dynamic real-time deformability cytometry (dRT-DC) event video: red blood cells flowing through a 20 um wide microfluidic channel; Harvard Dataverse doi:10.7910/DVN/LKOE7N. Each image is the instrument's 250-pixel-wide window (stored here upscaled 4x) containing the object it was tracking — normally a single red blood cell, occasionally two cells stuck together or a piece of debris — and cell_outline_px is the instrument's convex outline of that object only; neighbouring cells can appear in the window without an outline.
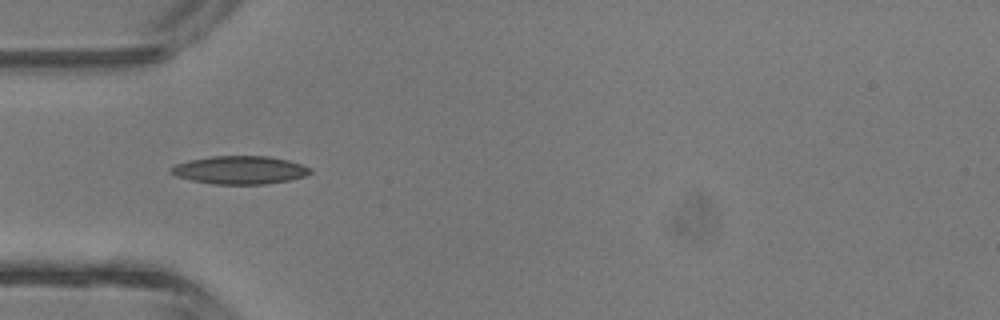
{"species": "common noctule bat (a hibernating species)", "species_latin": "Nyctalus noctula", "temperature_condition": "room temperature", "stored_images_in_passage": 4, "camera_frame_rate_fps": 3000, "um_per_image_px": 0.085, "animal": {"sex": "male", "body_mass_g": 13.3}, "frame": {"image": 1, "passage_image": 3, "time_ms": 3.333, "image_size_px": [1000, 320], "cell_outline_px": [[312, 172], [304, 176], [288, 180], [268, 184], [212, 184], [192, 180], [176, 176], [168, 172], [168, 168], [176, 164], [188, 160], [212, 156], [268, 156], [288, 160], [312, 168]], "centroid_in_image_um": [20.35, 14.45], "position_along_channel_um": 64.6, "area_um2": 22.89}}
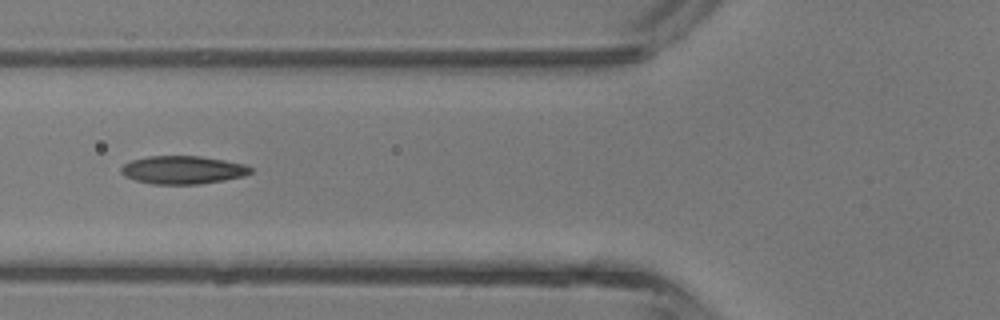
{"frame": {"image": 2, "passage_image": 4, "time_ms": 4.333, "image_size_px": [1000, 320], "cell_outline_px": [[252, 172], [244, 176], [224, 180], [200, 184], [152, 184], [136, 180], [124, 176], [120, 172], [120, 168], [124, 164], [132, 160], [148, 156], [200, 156], [224, 160], [244, 164], [252, 168]], "centroid_in_image_um": [15.53, 14.44], "position_along_channel_um": 110.3, "area_um2": 21.21}}